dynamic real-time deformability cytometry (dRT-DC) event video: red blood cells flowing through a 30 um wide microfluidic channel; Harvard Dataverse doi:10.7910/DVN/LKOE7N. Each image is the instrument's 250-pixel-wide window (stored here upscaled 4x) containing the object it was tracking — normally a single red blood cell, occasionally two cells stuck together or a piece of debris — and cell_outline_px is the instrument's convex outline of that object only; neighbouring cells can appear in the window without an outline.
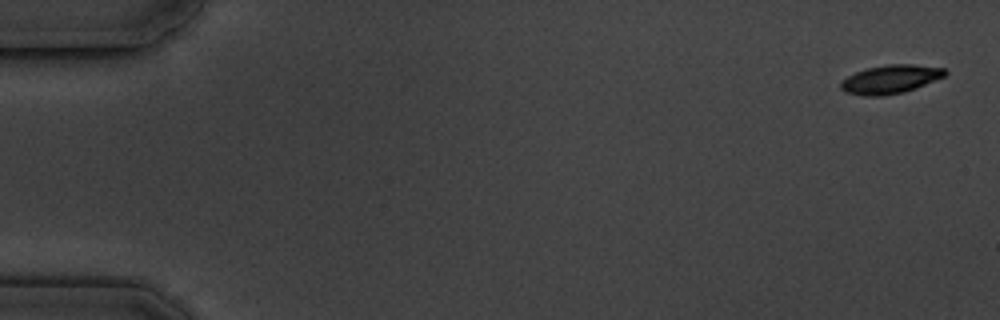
{"species": "common noctule bat (a hibernating species)", "species_latin": "Nyctalus noctula", "temperature_condition": "cold", "stored_images_in_passage": 5, "camera_frame_rate_fps": 3000, "um_per_image_px": 0.085, "animal": {"sex": "male", "body_mass_g": 19.5, "forearm_length_mm": 54.6}, "frame": {"image": 1, "passage_image": 1, "time_ms": 0.0, "image_size_px": [1000, 320], "cell_outline_px": [[948, 72], [944, 76], [916, 88], [904, 92], [884, 96], [864, 96], [844, 92], [840, 88], [840, 80], [856, 72], [868, 68], [888, 64], [912, 64], [944, 68]], "centroid_in_image_um": [75.66, 6.74], "position_along_channel_um": 9.3, "area_um2": 17.4}}
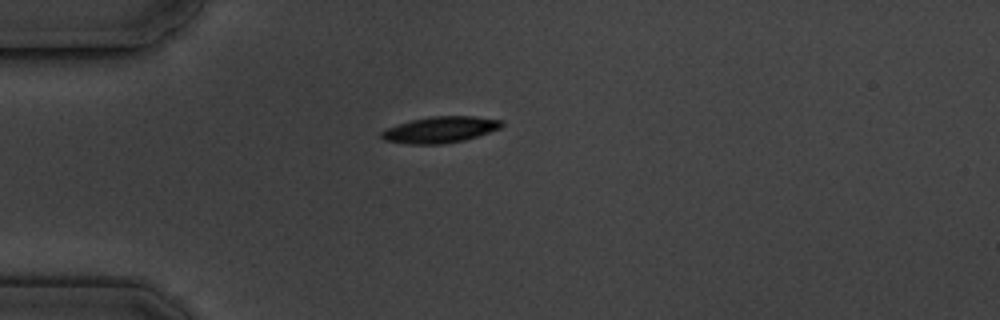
{"frame": {"image": 2, "passage_image": 4, "time_ms": 4.667, "image_size_px": [1000, 320], "cell_outline_px": [[504, 124], [500, 128], [464, 140], [440, 144], [408, 144], [384, 140], [380, 136], [380, 132], [388, 128], [412, 120], [432, 116], [476, 116], [504, 120]], "centroid_in_image_um": [37.44, 11.02], "position_along_channel_um": 47.6, "area_um2": 18.21}}